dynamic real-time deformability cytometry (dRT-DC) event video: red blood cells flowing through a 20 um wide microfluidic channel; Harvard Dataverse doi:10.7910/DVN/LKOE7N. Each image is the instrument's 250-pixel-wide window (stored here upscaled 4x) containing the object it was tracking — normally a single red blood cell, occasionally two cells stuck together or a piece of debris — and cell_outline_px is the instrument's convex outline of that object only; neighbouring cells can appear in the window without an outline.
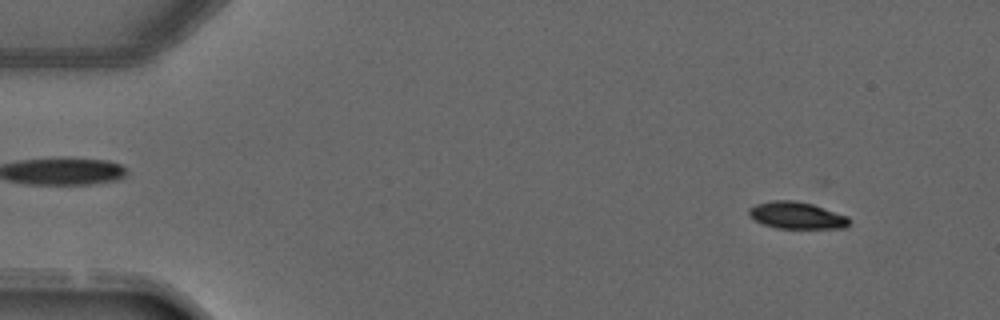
{"species": "common noctule bat (a hibernating species)", "species_latin": "Nyctalus noctula", "temperature_condition": "warm", "stored_images_in_passage": 4, "segment_of_instrument_passage": [2, 2], "camera_frame_rate_fps": 3000, "um_per_image_px": 0.085, "animal": {"sex": "male", "forearm_length_mm": 52.5}, "frame": {"image": 1, "passage_image": 4, "time_ms": 5.0, "image_size_px": [1000, 320], "cell_outline_px": [[852, 220], [844, 228], [776, 228], [764, 224], [748, 216], [748, 208], [756, 204], [772, 200], [796, 200], [812, 204], [848, 216]], "centroid_in_image_um": [67.71, 18.3], "position_along_channel_um": 17.3, "area_um2": 15.78}}